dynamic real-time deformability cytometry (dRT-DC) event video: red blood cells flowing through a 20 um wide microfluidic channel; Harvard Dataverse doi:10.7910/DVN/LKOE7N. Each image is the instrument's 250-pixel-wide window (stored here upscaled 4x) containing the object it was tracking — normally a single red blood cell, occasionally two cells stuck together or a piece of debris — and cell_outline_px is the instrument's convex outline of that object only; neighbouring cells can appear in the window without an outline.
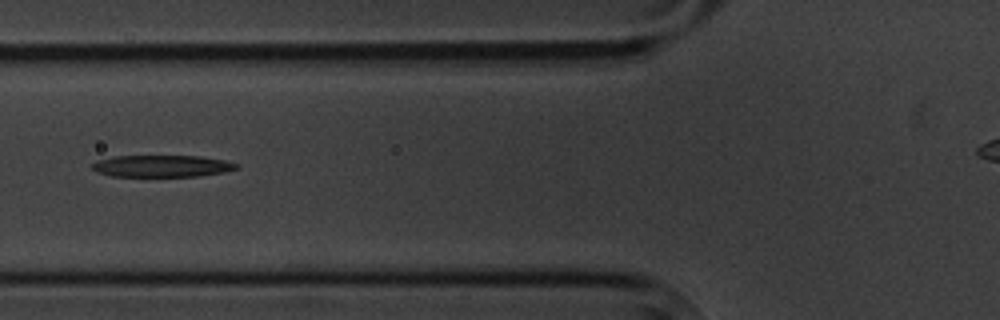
{"species": "common noctule bat (a hibernating species)", "species_latin": "Nyctalus noctula", "temperature_condition": "cold", "stored_images_in_passage": 6, "camera_frame_rate_fps": 3000, "um_per_image_px": 0.085, "animal": {"sex": "male", "body_mass_g": 20.1, "forearm_length_mm": 53.5}, "frame": {"image": 1, "passage_image": 2, "time_ms": 1.0, "image_size_px": [1000, 320], "cell_outline_px": [[240, 168], [224, 172], [200, 176], [112, 176], [96, 172], [92, 168], [92, 164], [96, 160], [112, 156], [200, 156], [224, 160], [240, 164]], "centroid_in_image_um": [13.78, 14.11], "position_along_channel_um": 112.0, "area_um2": 18.5}}
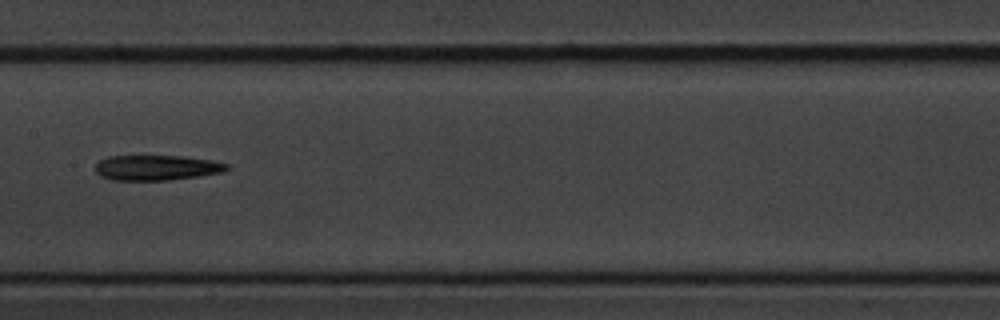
{"frame": {"image": 2, "passage_image": 4, "time_ms": 3.333, "image_size_px": [1000, 320], "cell_outline_px": [[228, 168], [224, 172], [200, 176], [168, 180], [112, 180], [100, 176], [96, 172], [96, 164], [100, 160], [108, 156], [184, 156], [212, 160], [228, 164]], "centroid_in_image_um": [13.32, 14.25], "position_along_channel_um": 194.1, "area_um2": 19.36}}
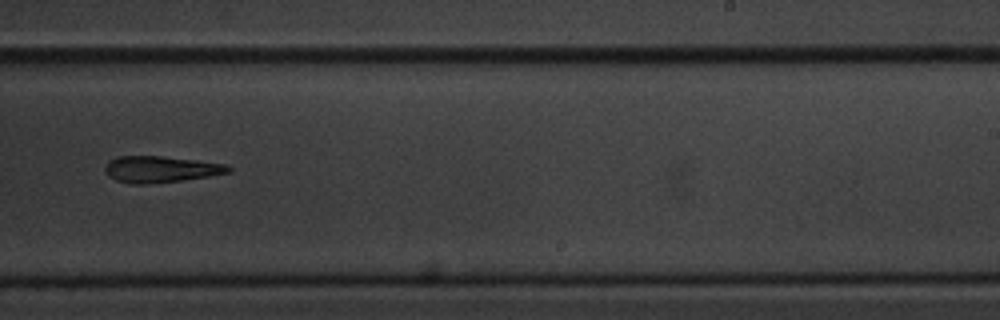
{"frame": {"image": 3, "passage_image": 6, "time_ms": 5.667, "image_size_px": [1000, 320], "cell_outline_px": [[232, 172], [208, 176], [180, 180], [148, 184], [132, 184], [116, 180], [108, 176], [104, 172], [104, 168], [108, 160], [120, 156], [160, 156], [196, 160], [224, 164], [232, 168]], "centroid_in_image_um": [13.61, 14.39], "position_along_channel_um": 275.4, "area_um2": 18.9}}